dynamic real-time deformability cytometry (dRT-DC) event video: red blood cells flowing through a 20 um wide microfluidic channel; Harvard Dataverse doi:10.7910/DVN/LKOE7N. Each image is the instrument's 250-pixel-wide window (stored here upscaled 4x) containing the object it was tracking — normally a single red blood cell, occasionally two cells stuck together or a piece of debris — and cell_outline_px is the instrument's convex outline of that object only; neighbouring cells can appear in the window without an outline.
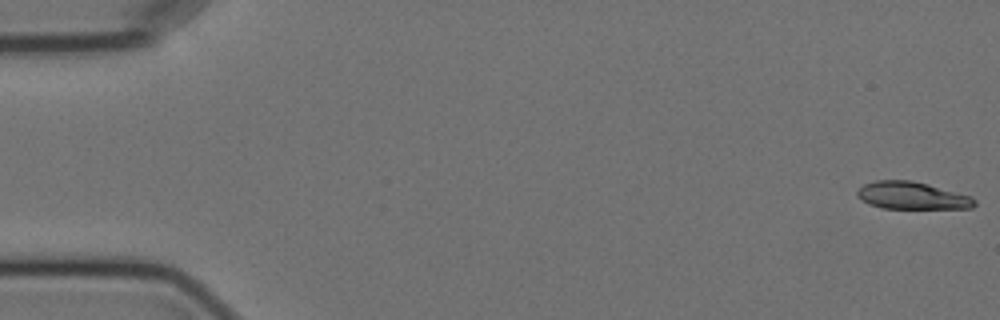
{"species": "Egyptian fruit bat (a non-hibernating species)", "species_latin": "Rousettus aegyptiacus", "temperature_condition": "cold", "stored_images_in_passage": 2, "camera_frame_rate_fps": 3000, "um_per_image_px": 0.085, "animal": {"sex": "female"}, "frame": {"image": 1, "passage_image": 1, "time_ms": 0.0, "image_size_px": [1000, 320], "cell_outline_px": [[976, 204], [972, 208], [880, 208], [868, 204], [860, 200], [856, 196], [856, 192], [864, 184], [876, 180], [912, 180], [928, 184], [972, 196], [976, 200]], "centroid_in_image_um": [77.5, 16.62], "position_along_channel_um": 7.5, "area_um2": 18.84}}